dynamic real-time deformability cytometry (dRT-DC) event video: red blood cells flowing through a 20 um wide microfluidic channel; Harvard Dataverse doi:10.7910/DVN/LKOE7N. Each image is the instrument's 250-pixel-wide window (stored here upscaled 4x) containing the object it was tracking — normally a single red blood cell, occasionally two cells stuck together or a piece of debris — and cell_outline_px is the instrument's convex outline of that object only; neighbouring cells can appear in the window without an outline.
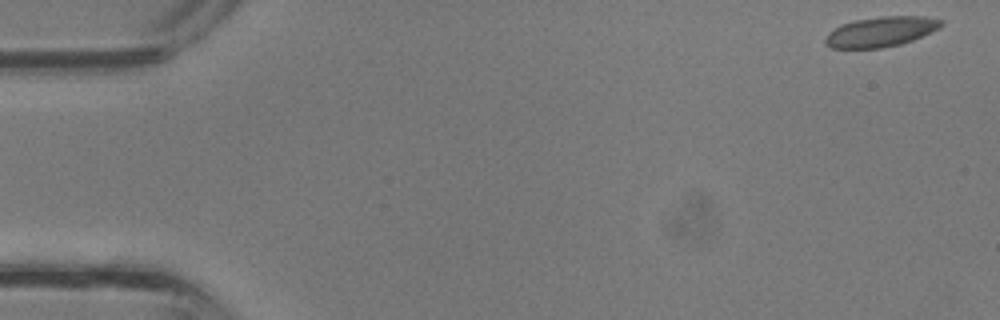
{"species": "common noctule bat (a hibernating species)", "species_latin": "Nyctalus noctula", "temperature_condition": "room temperature", "stored_images_in_passage": 38, "camera_frame_rate_fps": 3000, "um_per_image_px": 0.085, "animal": {"sex": "male", "body_mass_g": 13.3}, "frame": {"image": 1, "passage_image": 1, "time_ms": 0.0, "image_size_px": [1000, 320], "cell_outline_px": [[944, 24], [940, 28], [912, 40], [900, 44], [880, 48], [832, 48], [824, 44], [824, 40], [840, 24], [856, 20], [884, 16], [920, 16], [944, 20]], "centroid_in_image_um": [74.9, 2.69], "position_along_channel_um": 10.1, "area_um2": 20.06}}
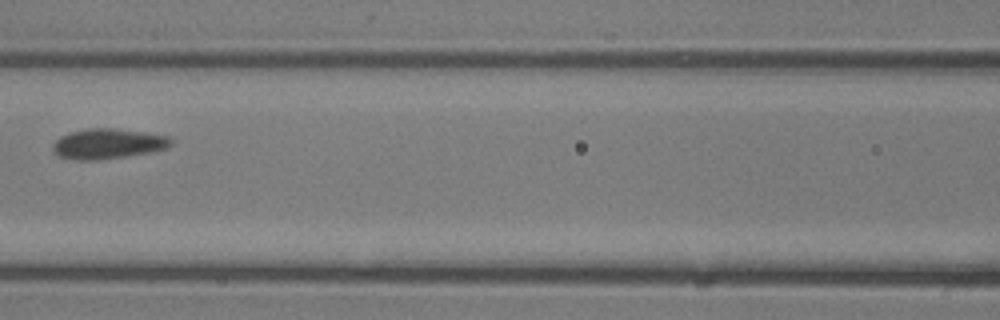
{"frame": {"image": 2, "passage_image": 17, "time_ms": 5.333, "image_size_px": [1000, 320], "cell_outline_px": [[172, 144], [168, 148], [152, 152], [96, 160], [76, 160], [60, 156], [52, 148], [52, 144], [60, 136], [72, 132], [88, 128], [112, 128], [144, 132], [172, 136]], "centroid_in_image_um": [9.22, 12.21], "position_along_channel_um": 157.4, "area_um2": 20.75}}
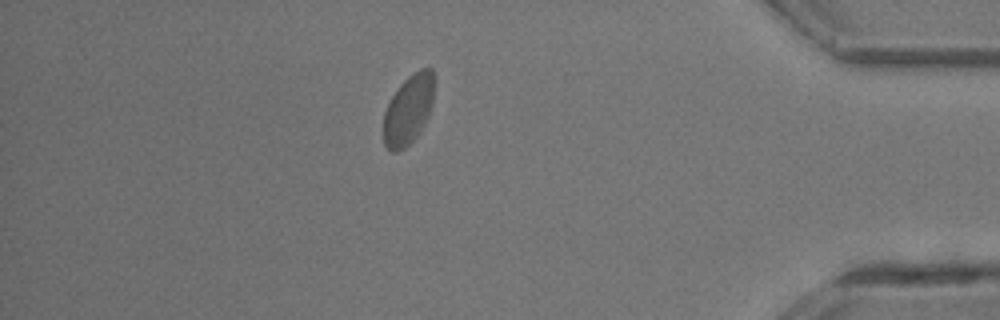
{"frame": {"image": 3, "passage_image": 33, "time_ms": 10.667, "image_size_px": [1000, 320], "cell_outline_px": [[432, 104], [428, 116], [420, 132], [404, 148], [396, 152], [392, 152], [384, 144], [384, 112], [392, 96], [400, 84], [408, 76], [420, 68], [432, 68]], "centroid_in_image_um": [34.7, 9.33], "position_along_channel_um": 400.5, "area_um2": 20.17}}